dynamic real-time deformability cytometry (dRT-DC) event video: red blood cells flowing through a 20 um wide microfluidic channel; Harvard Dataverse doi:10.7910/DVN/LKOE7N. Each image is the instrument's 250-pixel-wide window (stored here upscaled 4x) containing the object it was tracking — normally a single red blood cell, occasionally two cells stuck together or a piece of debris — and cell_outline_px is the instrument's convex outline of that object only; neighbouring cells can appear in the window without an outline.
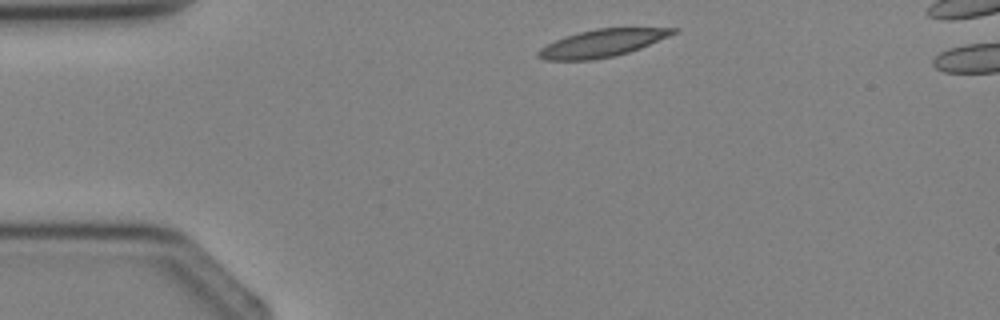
{"species": "Egyptian fruit bat (a non-hibernating species)", "species_latin": "Rousettus aegyptiacus", "temperature_condition": "cold", "stored_images_in_passage": 3, "camera_frame_rate_fps": 3000, "um_per_image_px": 0.085, "animal": {"sex": "female"}, "frame": {"image": 1, "passage_image": 1, "time_ms": 0.0, "image_size_px": [1000, 320], "cell_outline_px": [[680, 28], [676, 32], [668, 36], [640, 48], [616, 56], [592, 60], [544, 60], [536, 56], [536, 52], [540, 48], [564, 36], [596, 28]], "centroid_in_image_um": [51.14, 3.68], "position_along_channel_um": 33.9, "area_um2": 21.44}}